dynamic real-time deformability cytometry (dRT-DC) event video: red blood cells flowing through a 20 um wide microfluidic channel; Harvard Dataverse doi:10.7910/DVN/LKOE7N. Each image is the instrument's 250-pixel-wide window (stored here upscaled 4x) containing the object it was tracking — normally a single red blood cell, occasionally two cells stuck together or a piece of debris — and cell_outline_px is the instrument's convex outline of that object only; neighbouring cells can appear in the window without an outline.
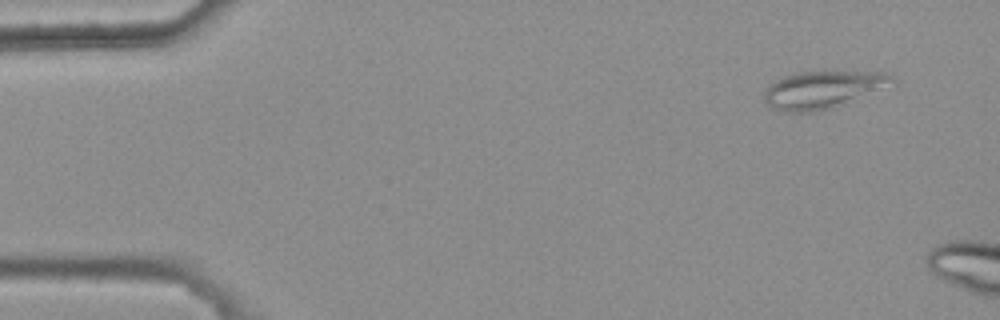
{"species": "common noctule bat (a hibernating species)", "species_latin": "Nyctalus noctula", "temperature_condition": "warm", "stored_images_in_passage": 3, "camera_frame_rate_fps": 3000, "um_per_image_px": 0.085, "animal": {"sex": "female", "body_mass_g": 25.1}, "frame": {"image": 1, "passage_image": 1, "time_ms": 0.0, "image_size_px": [1000, 320], "cell_outline_px": [[896, 80], [832, 108], [812, 112], [784, 112], [772, 108], [764, 104], [764, 92], [768, 84], [784, 76], [796, 72], [884, 72], [892, 76]], "centroid_in_image_um": [69.77, 7.62], "position_along_channel_um": 15.2, "area_um2": 27.17}}